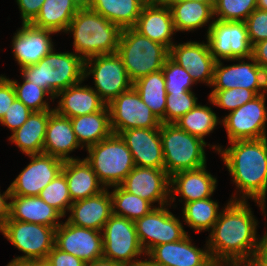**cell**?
<instances>
[{"instance_id": "1", "label": "cell", "mask_w": 267, "mask_h": 266, "mask_svg": "<svg viewBox=\"0 0 267 266\" xmlns=\"http://www.w3.org/2000/svg\"><path fill=\"white\" fill-rule=\"evenodd\" d=\"M230 147L224 149L220 145H213L226 165L239 198L232 196L230 200L252 199L264 211L267 194V137L258 140H236L229 142Z\"/></svg>"}, {"instance_id": "2", "label": "cell", "mask_w": 267, "mask_h": 266, "mask_svg": "<svg viewBox=\"0 0 267 266\" xmlns=\"http://www.w3.org/2000/svg\"><path fill=\"white\" fill-rule=\"evenodd\" d=\"M247 202L230 200L210 231L206 242L214 263L254 256L258 221Z\"/></svg>"}, {"instance_id": "3", "label": "cell", "mask_w": 267, "mask_h": 266, "mask_svg": "<svg viewBox=\"0 0 267 266\" xmlns=\"http://www.w3.org/2000/svg\"><path fill=\"white\" fill-rule=\"evenodd\" d=\"M72 33L73 48L83 60L117 53L121 29L92 9L78 10L65 33Z\"/></svg>"}, {"instance_id": "4", "label": "cell", "mask_w": 267, "mask_h": 266, "mask_svg": "<svg viewBox=\"0 0 267 266\" xmlns=\"http://www.w3.org/2000/svg\"><path fill=\"white\" fill-rule=\"evenodd\" d=\"M20 71L27 81L45 89L53 99L62 90L85 80L84 60L74 52H55V48L38 63Z\"/></svg>"}, {"instance_id": "5", "label": "cell", "mask_w": 267, "mask_h": 266, "mask_svg": "<svg viewBox=\"0 0 267 266\" xmlns=\"http://www.w3.org/2000/svg\"><path fill=\"white\" fill-rule=\"evenodd\" d=\"M117 54L121 57L129 79H137L162 70L169 50L141 35L134 28L121 30Z\"/></svg>"}, {"instance_id": "6", "label": "cell", "mask_w": 267, "mask_h": 266, "mask_svg": "<svg viewBox=\"0 0 267 266\" xmlns=\"http://www.w3.org/2000/svg\"><path fill=\"white\" fill-rule=\"evenodd\" d=\"M161 144L164 170L171 176L183 170H195L206 165V141L181 130L174 123H161Z\"/></svg>"}, {"instance_id": "7", "label": "cell", "mask_w": 267, "mask_h": 266, "mask_svg": "<svg viewBox=\"0 0 267 266\" xmlns=\"http://www.w3.org/2000/svg\"><path fill=\"white\" fill-rule=\"evenodd\" d=\"M86 150L89 154L85 160L105 188L120 185L135 167L132 154L120 135L112 133Z\"/></svg>"}, {"instance_id": "8", "label": "cell", "mask_w": 267, "mask_h": 266, "mask_svg": "<svg viewBox=\"0 0 267 266\" xmlns=\"http://www.w3.org/2000/svg\"><path fill=\"white\" fill-rule=\"evenodd\" d=\"M101 232L104 258L132 266L141 260L139 256L146 255L137 236L135 221L112 215Z\"/></svg>"}, {"instance_id": "9", "label": "cell", "mask_w": 267, "mask_h": 266, "mask_svg": "<svg viewBox=\"0 0 267 266\" xmlns=\"http://www.w3.org/2000/svg\"><path fill=\"white\" fill-rule=\"evenodd\" d=\"M56 228L42 224L6 220L0 232L14 247L23 252L18 260H46L55 246Z\"/></svg>"}, {"instance_id": "10", "label": "cell", "mask_w": 267, "mask_h": 266, "mask_svg": "<svg viewBox=\"0 0 267 266\" xmlns=\"http://www.w3.org/2000/svg\"><path fill=\"white\" fill-rule=\"evenodd\" d=\"M91 74L95 85L93 89L107 105L133 86L117 53L93 56L84 60V79Z\"/></svg>"}, {"instance_id": "11", "label": "cell", "mask_w": 267, "mask_h": 266, "mask_svg": "<svg viewBox=\"0 0 267 266\" xmlns=\"http://www.w3.org/2000/svg\"><path fill=\"white\" fill-rule=\"evenodd\" d=\"M207 44L215 61L252 57V44L245 22L214 18L207 29Z\"/></svg>"}, {"instance_id": "12", "label": "cell", "mask_w": 267, "mask_h": 266, "mask_svg": "<svg viewBox=\"0 0 267 266\" xmlns=\"http://www.w3.org/2000/svg\"><path fill=\"white\" fill-rule=\"evenodd\" d=\"M108 108L110 126L114 134L119 135L124 130L135 128H160L161 121L141 100L133 86L114 98Z\"/></svg>"}, {"instance_id": "13", "label": "cell", "mask_w": 267, "mask_h": 266, "mask_svg": "<svg viewBox=\"0 0 267 266\" xmlns=\"http://www.w3.org/2000/svg\"><path fill=\"white\" fill-rule=\"evenodd\" d=\"M266 93L226 115L221 122L226 128L229 142L236 140H258L267 137Z\"/></svg>"}, {"instance_id": "14", "label": "cell", "mask_w": 267, "mask_h": 266, "mask_svg": "<svg viewBox=\"0 0 267 266\" xmlns=\"http://www.w3.org/2000/svg\"><path fill=\"white\" fill-rule=\"evenodd\" d=\"M166 206L155 207L135 221L137 236L146 254L157 245L180 241L187 235L180 219Z\"/></svg>"}, {"instance_id": "15", "label": "cell", "mask_w": 267, "mask_h": 266, "mask_svg": "<svg viewBox=\"0 0 267 266\" xmlns=\"http://www.w3.org/2000/svg\"><path fill=\"white\" fill-rule=\"evenodd\" d=\"M245 58L227 60L239 61L238 64L223 66L217 61L214 66L213 90H227L232 88H245L254 91L257 95L267 92V73L258 65L253 57L249 62ZM251 61V63H250Z\"/></svg>"}, {"instance_id": "16", "label": "cell", "mask_w": 267, "mask_h": 266, "mask_svg": "<svg viewBox=\"0 0 267 266\" xmlns=\"http://www.w3.org/2000/svg\"><path fill=\"white\" fill-rule=\"evenodd\" d=\"M31 162L10 184L11 195L38 196L59 173L64 161L47 154L27 155Z\"/></svg>"}, {"instance_id": "17", "label": "cell", "mask_w": 267, "mask_h": 266, "mask_svg": "<svg viewBox=\"0 0 267 266\" xmlns=\"http://www.w3.org/2000/svg\"><path fill=\"white\" fill-rule=\"evenodd\" d=\"M55 246L85 263L103 257L102 232L74 226L67 220L56 228Z\"/></svg>"}, {"instance_id": "18", "label": "cell", "mask_w": 267, "mask_h": 266, "mask_svg": "<svg viewBox=\"0 0 267 266\" xmlns=\"http://www.w3.org/2000/svg\"><path fill=\"white\" fill-rule=\"evenodd\" d=\"M120 186L152 205L155 202L159 207L170 205V176L164 169L135 166Z\"/></svg>"}, {"instance_id": "19", "label": "cell", "mask_w": 267, "mask_h": 266, "mask_svg": "<svg viewBox=\"0 0 267 266\" xmlns=\"http://www.w3.org/2000/svg\"><path fill=\"white\" fill-rule=\"evenodd\" d=\"M187 234L180 241L153 247L146 255L159 266H212L214 261L206 243L205 249L192 244Z\"/></svg>"}, {"instance_id": "20", "label": "cell", "mask_w": 267, "mask_h": 266, "mask_svg": "<svg viewBox=\"0 0 267 266\" xmlns=\"http://www.w3.org/2000/svg\"><path fill=\"white\" fill-rule=\"evenodd\" d=\"M169 57L187 69L195 84L203 82L211 87L216 61L207 43L188 41L174 44L169 50Z\"/></svg>"}, {"instance_id": "21", "label": "cell", "mask_w": 267, "mask_h": 266, "mask_svg": "<svg viewBox=\"0 0 267 266\" xmlns=\"http://www.w3.org/2000/svg\"><path fill=\"white\" fill-rule=\"evenodd\" d=\"M119 135L130 150L135 166L164 169L160 128L129 129Z\"/></svg>"}, {"instance_id": "22", "label": "cell", "mask_w": 267, "mask_h": 266, "mask_svg": "<svg viewBox=\"0 0 267 266\" xmlns=\"http://www.w3.org/2000/svg\"><path fill=\"white\" fill-rule=\"evenodd\" d=\"M51 34L54 32L22 23L12 40V53L20 69L38 63L54 48Z\"/></svg>"}, {"instance_id": "23", "label": "cell", "mask_w": 267, "mask_h": 266, "mask_svg": "<svg viewBox=\"0 0 267 266\" xmlns=\"http://www.w3.org/2000/svg\"><path fill=\"white\" fill-rule=\"evenodd\" d=\"M217 178L206 170V165L195 170H183L170 176V204L179 195L180 202L188 203L203 200L213 195ZM175 196V197H174Z\"/></svg>"}, {"instance_id": "24", "label": "cell", "mask_w": 267, "mask_h": 266, "mask_svg": "<svg viewBox=\"0 0 267 266\" xmlns=\"http://www.w3.org/2000/svg\"><path fill=\"white\" fill-rule=\"evenodd\" d=\"M141 35L164 45L168 50L174 45L176 34L172 13L166 2L146 3L134 27Z\"/></svg>"}, {"instance_id": "25", "label": "cell", "mask_w": 267, "mask_h": 266, "mask_svg": "<svg viewBox=\"0 0 267 266\" xmlns=\"http://www.w3.org/2000/svg\"><path fill=\"white\" fill-rule=\"evenodd\" d=\"M67 221L77 227L102 231L105 223L113 215L112 198L107 188L101 193L74 201Z\"/></svg>"}, {"instance_id": "26", "label": "cell", "mask_w": 267, "mask_h": 266, "mask_svg": "<svg viewBox=\"0 0 267 266\" xmlns=\"http://www.w3.org/2000/svg\"><path fill=\"white\" fill-rule=\"evenodd\" d=\"M79 147L83 149L77 141L70 118L62 116L54 110L49 116L43 154L63 161L75 160L78 158L69 154Z\"/></svg>"}, {"instance_id": "27", "label": "cell", "mask_w": 267, "mask_h": 266, "mask_svg": "<svg viewBox=\"0 0 267 266\" xmlns=\"http://www.w3.org/2000/svg\"><path fill=\"white\" fill-rule=\"evenodd\" d=\"M81 84L72 85L56 95L55 99L61 97L54 108L58 114L73 118L101 111L107 105L93 87Z\"/></svg>"}, {"instance_id": "28", "label": "cell", "mask_w": 267, "mask_h": 266, "mask_svg": "<svg viewBox=\"0 0 267 266\" xmlns=\"http://www.w3.org/2000/svg\"><path fill=\"white\" fill-rule=\"evenodd\" d=\"M9 218L57 228L63 216L39 196L10 195Z\"/></svg>"}, {"instance_id": "29", "label": "cell", "mask_w": 267, "mask_h": 266, "mask_svg": "<svg viewBox=\"0 0 267 266\" xmlns=\"http://www.w3.org/2000/svg\"><path fill=\"white\" fill-rule=\"evenodd\" d=\"M61 172L67 180L72 202L95 196L106 189L85 158L64 161Z\"/></svg>"}, {"instance_id": "30", "label": "cell", "mask_w": 267, "mask_h": 266, "mask_svg": "<svg viewBox=\"0 0 267 266\" xmlns=\"http://www.w3.org/2000/svg\"><path fill=\"white\" fill-rule=\"evenodd\" d=\"M54 110L32 112L27 121L9 137L26 155L42 154L49 116Z\"/></svg>"}, {"instance_id": "31", "label": "cell", "mask_w": 267, "mask_h": 266, "mask_svg": "<svg viewBox=\"0 0 267 266\" xmlns=\"http://www.w3.org/2000/svg\"><path fill=\"white\" fill-rule=\"evenodd\" d=\"M80 146L86 149L112 134L110 111L106 105L101 111L70 118Z\"/></svg>"}, {"instance_id": "32", "label": "cell", "mask_w": 267, "mask_h": 266, "mask_svg": "<svg viewBox=\"0 0 267 266\" xmlns=\"http://www.w3.org/2000/svg\"><path fill=\"white\" fill-rule=\"evenodd\" d=\"M169 5L175 31H194L213 23L214 9L206 3L197 1H166ZM212 20V21H211Z\"/></svg>"}, {"instance_id": "33", "label": "cell", "mask_w": 267, "mask_h": 266, "mask_svg": "<svg viewBox=\"0 0 267 266\" xmlns=\"http://www.w3.org/2000/svg\"><path fill=\"white\" fill-rule=\"evenodd\" d=\"M145 4V0H94L91 9L122 30L135 27Z\"/></svg>"}, {"instance_id": "34", "label": "cell", "mask_w": 267, "mask_h": 266, "mask_svg": "<svg viewBox=\"0 0 267 266\" xmlns=\"http://www.w3.org/2000/svg\"><path fill=\"white\" fill-rule=\"evenodd\" d=\"M133 87L161 123H165L167 93L163 71L153 72L137 79L133 82Z\"/></svg>"}, {"instance_id": "35", "label": "cell", "mask_w": 267, "mask_h": 266, "mask_svg": "<svg viewBox=\"0 0 267 266\" xmlns=\"http://www.w3.org/2000/svg\"><path fill=\"white\" fill-rule=\"evenodd\" d=\"M77 11L71 0H45L31 24L54 33L65 32Z\"/></svg>"}, {"instance_id": "36", "label": "cell", "mask_w": 267, "mask_h": 266, "mask_svg": "<svg viewBox=\"0 0 267 266\" xmlns=\"http://www.w3.org/2000/svg\"><path fill=\"white\" fill-rule=\"evenodd\" d=\"M182 209L185 224L196 232L211 231L221 213L218 202L211 197L185 203Z\"/></svg>"}, {"instance_id": "37", "label": "cell", "mask_w": 267, "mask_h": 266, "mask_svg": "<svg viewBox=\"0 0 267 266\" xmlns=\"http://www.w3.org/2000/svg\"><path fill=\"white\" fill-rule=\"evenodd\" d=\"M218 118L211 107L197 104L174 124L181 130L205 141L204 137L216 129L217 124L221 123Z\"/></svg>"}, {"instance_id": "38", "label": "cell", "mask_w": 267, "mask_h": 266, "mask_svg": "<svg viewBox=\"0 0 267 266\" xmlns=\"http://www.w3.org/2000/svg\"><path fill=\"white\" fill-rule=\"evenodd\" d=\"M113 188V191L110 192L113 215L136 221L155 208L149 201L129 193L120 185L113 186Z\"/></svg>"}, {"instance_id": "39", "label": "cell", "mask_w": 267, "mask_h": 266, "mask_svg": "<svg viewBox=\"0 0 267 266\" xmlns=\"http://www.w3.org/2000/svg\"><path fill=\"white\" fill-rule=\"evenodd\" d=\"M48 205L55 208L63 217L73 203L69 194L65 175L59 173L38 195Z\"/></svg>"}, {"instance_id": "40", "label": "cell", "mask_w": 267, "mask_h": 266, "mask_svg": "<svg viewBox=\"0 0 267 266\" xmlns=\"http://www.w3.org/2000/svg\"><path fill=\"white\" fill-rule=\"evenodd\" d=\"M21 77L23 84L18 83L17 80H11L16 99L23 102L33 112L54 110V108H50L47 100H43L45 95H49L51 101H54L50 94L42 87L27 81L23 76Z\"/></svg>"}, {"instance_id": "41", "label": "cell", "mask_w": 267, "mask_h": 266, "mask_svg": "<svg viewBox=\"0 0 267 266\" xmlns=\"http://www.w3.org/2000/svg\"><path fill=\"white\" fill-rule=\"evenodd\" d=\"M257 0H216L214 17L222 21L245 22L256 9Z\"/></svg>"}, {"instance_id": "42", "label": "cell", "mask_w": 267, "mask_h": 266, "mask_svg": "<svg viewBox=\"0 0 267 266\" xmlns=\"http://www.w3.org/2000/svg\"><path fill=\"white\" fill-rule=\"evenodd\" d=\"M165 77L166 93L193 92L192 85L195 84L191 75L182 66L168 57L162 67Z\"/></svg>"}, {"instance_id": "43", "label": "cell", "mask_w": 267, "mask_h": 266, "mask_svg": "<svg viewBox=\"0 0 267 266\" xmlns=\"http://www.w3.org/2000/svg\"><path fill=\"white\" fill-rule=\"evenodd\" d=\"M256 96L258 95L254 91L238 87L227 90H212L208 100L211 104L232 112Z\"/></svg>"}, {"instance_id": "44", "label": "cell", "mask_w": 267, "mask_h": 266, "mask_svg": "<svg viewBox=\"0 0 267 266\" xmlns=\"http://www.w3.org/2000/svg\"><path fill=\"white\" fill-rule=\"evenodd\" d=\"M194 92L167 93L165 123H175L197 105Z\"/></svg>"}, {"instance_id": "45", "label": "cell", "mask_w": 267, "mask_h": 266, "mask_svg": "<svg viewBox=\"0 0 267 266\" xmlns=\"http://www.w3.org/2000/svg\"><path fill=\"white\" fill-rule=\"evenodd\" d=\"M245 23L252 46L267 39V11L255 9Z\"/></svg>"}, {"instance_id": "46", "label": "cell", "mask_w": 267, "mask_h": 266, "mask_svg": "<svg viewBox=\"0 0 267 266\" xmlns=\"http://www.w3.org/2000/svg\"><path fill=\"white\" fill-rule=\"evenodd\" d=\"M32 112L23 102L15 99L5 112L0 124L9 128L13 133L27 121Z\"/></svg>"}, {"instance_id": "47", "label": "cell", "mask_w": 267, "mask_h": 266, "mask_svg": "<svg viewBox=\"0 0 267 266\" xmlns=\"http://www.w3.org/2000/svg\"><path fill=\"white\" fill-rule=\"evenodd\" d=\"M46 261L50 266H86L82 259L66 253L56 246L48 253Z\"/></svg>"}, {"instance_id": "48", "label": "cell", "mask_w": 267, "mask_h": 266, "mask_svg": "<svg viewBox=\"0 0 267 266\" xmlns=\"http://www.w3.org/2000/svg\"><path fill=\"white\" fill-rule=\"evenodd\" d=\"M16 99L15 90L11 79L6 76H0V121L4 117L9 106Z\"/></svg>"}, {"instance_id": "49", "label": "cell", "mask_w": 267, "mask_h": 266, "mask_svg": "<svg viewBox=\"0 0 267 266\" xmlns=\"http://www.w3.org/2000/svg\"><path fill=\"white\" fill-rule=\"evenodd\" d=\"M45 0H16L22 23H31L39 14Z\"/></svg>"}, {"instance_id": "50", "label": "cell", "mask_w": 267, "mask_h": 266, "mask_svg": "<svg viewBox=\"0 0 267 266\" xmlns=\"http://www.w3.org/2000/svg\"><path fill=\"white\" fill-rule=\"evenodd\" d=\"M252 57L267 73V39L253 45Z\"/></svg>"}, {"instance_id": "51", "label": "cell", "mask_w": 267, "mask_h": 266, "mask_svg": "<svg viewBox=\"0 0 267 266\" xmlns=\"http://www.w3.org/2000/svg\"><path fill=\"white\" fill-rule=\"evenodd\" d=\"M254 258L261 264V266H267V231L262 238H259Z\"/></svg>"}, {"instance_id": "52", "label": "cell", "mask_w": 267, "mask_h": 266, "mask_svg": "<svg viewBox=\"0 0 267 266\" xmlns=\"http://www.w3.org/2000/svg\"><path fill=\"white\" fill-rule=\"evenodd\" d=\"M10 187L7 188L3 194L0 192V227L5 223L9 218V207L10 202H7L10 199Z\"/></svg>"}, {"instance_id": "53", "label": "cell", "mask_w": 267, "mask_h": 266, "mask_svg": "<svg viewBox=\"0 0 267 266\" xmlns=\"http://www.w3.org/2000/svg\"><path fill=\"white\" fill-rule=\"evenodd\" d=\"M226 266H261V264L252 257L236 258L224 262Z\"/></svg>"}, {"instance_id": "54", "label": "cell", "mask_w": 267, "mask_h": 266, "mask_svg": "<svg viewBox=\"0 0 267 266\" xmlns=\"http://www.w3.org/2000/svg\"><path fill=\"white\" fill-rule=\"evenodd\" d=\"M86 266H123V265L102 257L92 262L86 263Z\"/></svg>"}, {"instance_id": "55", "label": "cell", "mask_w": 267, "mask_h": 266, "mask_svg": "<svg viewBox=\"0 0 267 266\" xmlns=\"http://www.w3.org/2000/svg\"><path fill=\"white\" fill-rule=\"evenodd\" d=\"M94 0H71L77 10L91 9Z\"/></svg>"}, {"instance_id": "56", "label": "cell", "mask_w": 267, "mask_h": 266, "mask_svg": "<svg viewBox=\"0 0 267 266\" xmlns=\"http://www.w3.org/2000/svg\"><path fill=\"white\" fill-rule=\"evenodd\" d=\"M7 266H34V260L12 259Z\"/></svg>"}, {"instance_id": "57", "label": "cell", "mask_w": 267, "mask_h": 266, "mask_svg": "<svg viewBox=\"0 0 267 266\" xmlns=\"http://www.w3.org/2000/svg\"><path fill=\"white\" fill-rule=\"evenodd\" d=\"M132 266H159V265L153 263L150 259L148 260L145 258L144 260L141 259V260L137 261Z\"/></svg>"}, {"instance_id": "58", "label": "cell", "mask_w": 267, "mask_h": 266, "mask_svg": "<svg viewBox=\"0 0 267 266\" xmlns=\"http://www.w3.org/2000/svg\"><path fill=\"white\" fill-rule=\"evenodd\" d=\"M166 1H197L201 3L209 4L214 9L216 0H166Z\"/></svg>"}, {"instance_id": "59", "label": "cell", "mask_w": 267, "mask_h": 266, "mask_svg": "<svg viewBox=\"0 0 267 266\" xmlns=\"http://www.w3.org/2000/svg\"><path fill=\"white\" fill-rule=\"evenodd\" d=\"M256 9L267 11V0H257Z\"/></svg>"}, {"instance_id": "60", "label": "cell", "mask_w": 267, "mask_h": 266, "mask_svg": "<svg viewBox=\"0 0 267 266\" xmlns=\"http://www.w3.org/2000/svg\"><path fill=\"white\" fill-rule=\"evenodd\" d=\"M34 266H50L46 260H34Z\"/></svg>"}, {"instance_id": "61", "label": "cell", "mask_w": 267, "mask_h": 266, "mask_svg": "<svg viewBox=\"0 0 267 266\" xmlns=\"http://www.w3.org/2000/svg\"><path fill=\"white\" fill-rule=\"evenodd\" d=\"M146 3H153V2H166V0H145Z\"/></svg>"}, {"instance_id": "62", "label": "cell", "mask_w": 267, "mask_h": 266, "mask_svg": "<svg viewBox=\"0 0 267 266\" xmlns=\"http://www.w3.org/2000/svg\"><path fill=\"white\" fill-rule=\"evenodd\" d=\"M212 266H226L224 263H214Z\"/></svg>"}]
</instances>
